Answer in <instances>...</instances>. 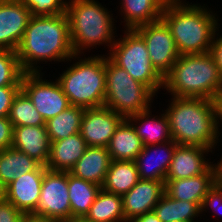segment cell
Segmentation results:
<instances>
[{
    "label": "cell",
    "instance_id": "32",
    "mask_svg": "<svg viewBox=\"0 0 222 222\" xmlns=\"http://www.w3.org/2000/svg\"><path fill=\"white\" fill-rule=\"evenodd\" d=\"M23 71L17 52L0 49V87L21 86Z\"/></svg>",
    "mask_w": 222,
    "mask_h": 222
},
{
    "label": "cell",
    "instance_id": "11",
    "mask_svg": "<svg viewBox=\"0 0 222 222\" xmlns=\"http://www.w3.org/2000/svg\"><path fill=\"white\" fill-rule=\"evenodd\" d=\"M135 31L145 41L154 68L164 77L180 56L170 28L160 19Z\"/></svg>",
    "mask_w": 222,
    "mask_h": 222
},
{
    "label": "cell",
    "instance_id": "44",
    "mask_svg": "<svg viewBox=\"0 0 222 222\" xmlns=\"http://www.w3.org/2000/svg\"><path fill=\"white\" fill-rule=\"evenodd\" d=\"M219 163H220V179L222 180V160Z\"/></svg>",
    "mask_w": 222,
    "mask_h": 222
},
{
    "label": "cell",
    "instance_id": "20",
    "mask_svg": "<svg viewBox=\"0 0 222 222\" xmlns=\"http://www.w3.org/2000/svg\"><path fill=\"white\" fill-rule=\"evenodd\" d=\"M111 161L107 147L88 146L70 173L102 187Z\"/></svg>",
    "mask_w": 222,
    "mask_h": 222
},
{
    "label": "cell",
    "instance_id": "18",
    "mask_svg": "<svg viewBox=\"0 0 222 222\" xmlns=\"http://www.w3.org/2000/svg\"><path fill=\"white\" fill-rule=\"evenodd\" d=\"M11 147L26 153L41 165L46 166L51 147L46 126L13 127Z\"/></svg>",
    "mask_w": 222,
    "mask_h": 222
},
{
    "label": "cell",
    "instance_id": "17",
    "mask_svg": "<svg viewBox=\"0 0 222 222\" xmlns=\"http://www.w3.org/2000/svg\"><path fill=\"white\" fill-rule=\"evenodd\" d=\"M209 150L196 145L177 144L165 180L186 179L204 174L212 166L203 158V153Z\"/></svg>",
    "mask_w": 222,
    "mask_h": 222
},
{
    "label": "cell",
    "instance_id": "24",
    "mask_svg": "<svg viewBox=\"0 0 222 222\" xmlns=\"http://www.w3.org/2000/svg\"><path fill=\"white\" fill-rule=\"evenodd\" d=\"M161 145L165 147V151L167 150L166 151L167 153L165 156L163 155V157L156 156L158 158L157 160H155L153 158L154 162H156L155 164L154 163L150 164V160H148L149 155L152 154L151 149L155 145L144 146L143 150L138 154L135 162H136L137 168H138L139 179L156 180V181L163 182L165 184L166 174L169 169L171 160L173 158V154H174L175 147H176L177 143H175L173 140H169L168 142H165L164 144L163 143L160 144V146ZM166 145H168L167 146L168 148L166 147ZM155 153H158L157 149H156ZM151 157H150V159H151ZM151 166H152V168H151Z\"/></svg>",
    "mask_w": 222,
    "mask_h": 222
},
{
    "label": "cell",
    "instance_id": "3",
    "mask_svg": "<svg viewBox=\"0 0 222 222\" xmlns=\"http://www.w3.org/2000/svg\"><path fill=\"white\" fill-rule=\"evenodd\" d=\"M163 86L174 97L216 101L222 95V74L210 52L183 54L164 76Z\"/></svg>",
    "mask_w": 222,
    "mask_h": 222
},
{
    "label": "cell",
    "instance_id": "35",
    "mask_svg": "<svg viewBox=\"0 0 222 222\" xmlns=\"http://www.w3.org/2000/svg\"><path fill=\"white\" fill-rule=\"evenodd\" d=\"M211 205V206H210ZM212 207L215 211H222V180L219 179L208 191L201 206V211L206 207ZM219 208V209H216ZM220 213V211H219Z\"/></svg>",
    "mask_w": 222,
    "mask_h": 222
},
{
    "label": "cell",
    "instance_id": "21",
    "mask_svg": "<svg viewBox=\"0 0 222 222\" xmlns=\"http://www.w3.org/2000/svg\"><path fill=\"white\" fill-rule=\"evenodd\" d=\"M143 147L133 125L125 118L116 128L107 150L111 160L135 161Z\"/></svg>",
    "mask_w": 222,
    "mask_h": 222
},
{
    "label": "cell",
    "instance_id": "23",
    "mask_svg": "<svg viewBox=\"0 0 222 222\" xmlns=\"http://www.w3.org/2000/svg\"><path fill=\"white\" fill-rule=\"evenodd\" d=\"M138 180V168L135 161L112 160L102 189L122 196L129 192Z\"/></svg>",
    "mask_w": 222,
    "mask_h": 222
},
{
    "label": "cell",
    "instance_id": "31",
    "mask_svg": "<svg viewBox=\"0 0 222 222\" xmlns=\"http://www.w3.org/2000/svg\"><path fill=\"white\" fill-rule=\"evenodd\" d=\"M8 118L13 127L46 126L45 120L22 90L14 97Z\"/></svg>",
    "mask_w": 222,
    "mask_h": 222
},
{
    "label": "cell",
    "instance_id": "25",
    "mask_svg": "<svg viewBox=\"0 0 222 222\" xmlns=\"http://www.w3.org/2000/svg\"><path fill=\"white\" fill-rule=\"evenodd\" d=\"M150 109L144 110L142 112H139L137 114L131 115L127 117L126 119L129 122L132 121H141L142 124L140 126H134L132 123L136 134L139 136V138L142 140V143L144 146L148 145H160L162 143L168 142L169 140H172L171 134H170V128H169V121L166 116V114H162L161 118L155 119L152 118L149 120V113ZM141 119V120H140ZM145 119V120H144ZM147 123V125H145ZM146 128H145V127ZM144 127V128H143ZM167 140V141H166ZM161 142V143H160Z\"/></svg>",
    "mask_w": 222,
    "mask_h": 222
},
{
    "label": "cell",
    "instance_id": "16",
    "mask_svg": "<svg viewBox=\"0 0 222 222\" xmlns=\"http://www.w3.org/2000/svg\"><path fill=\"white\" fill-rule=\"evenodd\" d=\"M46 166L27 172L7 185V201L23 214L33 213L38 205Z\"/></svg>",
    "mask_w": 222,
    "mask_h": 222
},
{
    "label": "cell",
    "instance_id": "9",
    "mask_svg": "<svg viewBox=\"0 0 222 222\" xmlns=\"http://www.w3.org/2000/svg\"><path fill=\"white\" fill-rule=\"evenodd\" d=\"M57 222L71 220L68 172L47 170L42 181L40 199L33 212Z\"/></svg>",
    "mask_w": 222,
    "mask_h": 222
},
{
    "label": "cell",
    "instance_id": "13",
    "mask_svg": "<svg viewBox=\"0 0 222 222\" xmlns=\"http://www.w3.org/2000/svg\"><path fill=\"white\" fill-rule=\"evenodd\" d=\"M30 18L21 0H0V49H18Z\"/></svg>",
    "mask_w": 222,
    "mask_h": 222
},
{
    "label": "cell",
    "instance_id": "37",
    "mask_svg": "<svg viewBox=\"0 0 222 222\" xmlns=\"http://www.w3.org/2000/svg\"><path fill=\"white\" fill-rule=\"evenodd\" d=\"M23 213L12 203L5 201L0 203V222H20Z\"/></svg>",
    "mask_w": 222,
    "mask_h": 222
},
{
    "label": "cell",
    "instance_id": "33",
    "mask_svg": "<svg viewBox=\"0 0 222 222\" xmlns=\"http://www.w3.org/2000/svg\"><path fill=\"white\" fill-rule=\"evenodd\" d=\"M30 10L31 16L62 15L66 10L63 0H21Z\"/></svg>",
    "mask_w": 222,
    "mask_h": 222
},
{
    "label": "cell",
    "instance_id": "41",
    "mask_svg": "<svg viewBox=\"0 0 222 222\" xmlns=\"http://www.w3.org/2000/svg\"><path fill=\"white\" fill-rule=\"evenodd\" d=\"M7 201V187L6 185L0 180V203Z\"/></svg>",
    "mask_w": 222,
    "mask_h": 222
},
{
    "label": "cell",
    "instance_id": "40",
    "mask_svg": "<svg viewBox=\"0 0 222 222\" xmlns=\"http://www.w3.org/2000/svg\"><path fill=\"white\" fill-rule=\"evenodd\" d=\"M130 222H161V221L158 219L157 215L153 211H151L134 218Z\"/></svg>",
    "mask_w": 222,
    "mask_h": 222
},
{
    "label": "cell",
    "instance_id": "27",
    "mask_svg": "<svg viewBox=\"0 0 222 222\" xmlns=\"http://www.w3.org/2000/svg\"><path fill=\"white\" fill-rule=\"evenodd\" d=\"M40 166L39 162L13 147L0 151V180L6 186Z\"/></svg>",
    "mask_w": 222,
    "mask_h": 222
},
{
    "label": "cell",
    "instance_id": "4",
    "mask_svg": "<svg viewBox=\"0 0 222 222\" xmlns=\"http://www.w3.org/2000/svg\"><path fill=\"white\" fill-rule=\"evenodd\" d=\"M180 0H169L161 19L170 28L180 55L210 52L218 29L217 19L197 5H182Z\"/></svg>",
    "mask_w": 222,
    "mask_h": 222
},
{
    "label": "cell",
    "instance_id": "8",
    "mask_svg": "<svg viewBox=\"0 0 222 222\" xmlns=\"http://www.w3.org/2000/svg\"><path fill=\"white\" fill-rule=\"evenodd\" d=\"M126 31L124 38L115 40L108 58L155 94L164 77L154 68L143 38L135 30Z\"/></svg>",
    "mask_w": 222,
    "mask_h": 222
},
{
    "label": "cell",
    "instance_id": "7",
    "mask_svg": "<svg viewBox=\"0 0 222 222\" xmlns=\"http://www.w3.org/2000/svg\"><path fill=\"white\" fill-rule=\"evenodd\" d=\"M106 92L104 106L124 118L149 108L155 95L147 86L136 81L124 69L105 58Z\"/></svg>",
    "mask_w": 222,
    "mask_h": 222
},
{
    "label": "cell",
    "instance_id": "38",
    "mask_svg": "<svg viewBox=\"0 0 222 222\" xmlns=\"http://www.w3.org/2000/svg\"><path fill=\"white\" fill-rule=\"evenodd\" d=\"M210 53L214 57L215 63L222 74V36L216 40L214 38Z\"/></svg>",
    "mask_w": 222,
    "mask_h": 222
},
{
    "label": "cell",
    "instance_id": "2",
    "mask_svg": "<svg viewBox=\"0 0 222 222\" xmlns=\"http://www.w3.org/2000/svg\"><path fill=\"white\" fill-rule=\"evenodd\" d=\"M165 114L175 143L209 149L217 143L219 126L215 100L173 96Z\"/></svg>",
    "mask_w": 222,
    "mask_h": 222
},
{
    "label": "cell",
    "instance_id": "42",
    "mask_svg": "<svg viewBox=\"0 0 222 222\" xmlns=\"http://www.w3.org/2000/svg\"><path fill=\"white\" fill-rule=\"evenodd\" d=\"M216 104H217V118L219 124V118L220 120L222 119V95L216 100Z\"/></svg>",
    "mask_w": 222,
    "mask_h": 222
},
{
    "label": "cell",
    "instance_id": "36",
    "mask_svg": "<svg viewBox=\"0 0 222 222\" xmlns=\"http://www.w3.org/2000/svg\"><path fill=\"white\" fill-rule=\"evenodd\" d=\"M13 126L8 117H0V151L12 145Z\"/></svg>",
    "mask_w": 222,
    "mask_h": 222
},
{
    "label": "cell",
    "instance_id": "29",
    "mask_svg": "<svg viewBox=\"0 0 222 222\" xmlns=\"http://www.w3.org/2000/svg\"><path fill=\"white\" fill-rule=\"evenodd\" d=\"M201 204L172 199L166 193L155 205L153 212L161 222H194L201 213Z\"/></svg>",
    "mask_w": 222,
    "mask_h": 222
},
{
    "label": "cell",
    "instance_id": "34",
    "mask_svg": "<svg viewBox=\"0 0 222 222\" xmlns=\"http://www.w3.org/2000/svg\"><path fill=\"white\" fill-rule=\"evenodd\" d=\"M21 86H3L0 87V117H8L10 107Z\"/></svg>",
    "mask_w": 222,
    "mask_h": 222
},
{
    "label": "cell",
    "instance_id": "19",
    "mask_svg": "<svg viewBox=\"0 0 222 222\" xmlns=\"http://www.w3.org/2000/svg\"><path fill=\"white\" fill-rule=\"evenodd\" d=\"M86 141L80 132L65 139L51 142L50 155L46 168L49 171L70 172L76 162L83 156Z\"/></svg>",
    "mask_w": 222,
    "mask_h": 222
},
{
    "label": "cell",
    "instance_id": "30",
    "mask_svg": "<svg viewBox=\"0 0 222 222\" xmlns=\"http://www.w3.org/2000/svg\"><path fill=\"white\" fill-rule=\"evenodd\" d=\"M84 109L83 107L71 105L63 112L46 121L50 141L65 139L80 132Z\"/></svg>",
    "mask_w": 222,
    "mask_h": 222
},
{
    "label": "cell",
    "instance_id": "39",
    "mask_svg": "<svg viewBox=\"0 0 222 222\" xmlns=\"http://www.w3.org/2000/svg\"><path fill=\"white\" fill-rule=\"evenodd\" d=\"M20 222H57V221L46 218L42 215H35L33 213H25L21 217Z\"/></svg>",
    "mask_w": 222,
    "mask_h": 222
},
{
    "label": "cell",
    "instance_id": "15",
    "mask_svg": "<svg viewBox=\"0 0 222 222\" xmlns=\"http://www.w3.org/2000/svg\"><path fill=\"white\" fill-rule=\"evenodd\" d=\"M164 193L163 182L139 179L129 192L121 196L125 222L153 211Z\"/></svg>",
    "mask_w": 222,
    "mask_h": 222
},
{
    "label": "cell",
    "instance_id": "5",
    "mask_svg": "<svg viewBox=\"0 0 222 222\" xmlns=\"http://www.w3.org/2000/svg\"><path fill=\"white\" fill-rule=\"evenodd\" d=\"M70 1L66 2L65 13L69 21L74 54L79 55L87 47L107 42L112 47L115 42L112 39L114 26L107 9L94 0Z\"/></svg>",
    "mask_w": 222,
    "mask_h": 222
},
{
    "label": "cell",
    "instance_id": "12",
    "mask_svg": "<svg viewBox=\"0 0 222 222\" xmlns=\"http://www.w3.org/2000/svg\"><path fill=\"white\" fill-rule=\"evenodd\" d=\"M125 118L106 106L84 109L80 134L87 146L107 147L116 128Z\"/></svg>",
    "mask_w": 222,
    "mask_h": 222
},
{
    "label": "cell",
    "instance_id": "43",
    "mask_svg": "<svg viewBox=\"0 0 222 222\" xmlns=\"http://www.w3.org/2000/svg\"><path fill=\"white\" fill-rule=\"evenodd\" d=\"M65 222H84L81 219H73V220H69V221H65Z\"/></svg>",
    "mask_w": 222,
    "mask_h": 222
},
{
    "label": "cell",
    "instance_id": "14",
    "mask_svg": "<svg viewBox=\"0 0 222 222\" xmlns=\"http://www.w3.org/2000/svg\"><path fill=\"white\" fill-rule=\"evenodd\" d=\"M220 179V163L211 166L204 174L186 179L165 180V193L172 199L200 203Z\"/></svg>",
    "mask_w": 222,
    "mask_h": 222
},
{
    "label": "cell",
    "instance_id": "1",
    "mask_svg": "<svg viewBox=\"0 0 222 222\" xmlns=\"http://www.w3.org/2000/svg\"><path fill=\"white\" fill-rule=\"evenodd\" d=\"M16 52L25 73L39 72L33 65L37 61H64L78 56L73 52L66 13L31 16Z\"/></svg>",
    "mask_w": 222,
    "mask_h": 222
},
{
    "label": "cell",
    "instance_id": "22",
    "mask_svg": "<svg viewBox=\"0 0 222 222\" xmlns=\"http://www.w3.org/2000/svg\"><path fill=\"white\" fill-rule=\"evenodd\" d=\"M169 0H122L127 30L153 23L161 19Z\"/></svg>",
    "mask_w": 222,
    "mask_h": 222
},
{
    "label": "cell",
    "instance_id": "6",
    "mask_svg": "<svg viewBox=\"0 0 222 222\" xmlns=\"http://www.w3.org/2000/svg\"><path fill=\"white\" fill-rule=\"evenodd\" d=\"M57 80L71 105L85 109L104 106L106 92L104 56L79 60Z\"/></svg>",
    "mask_w": 222,
    "mask_h": 222
},
{
    "label": "cell",
    "instance_id": "28",
    "mask_svg": "<svg viewBox=\"0 0 222 222\" xmlns=\"http://www.w3.org/2000/svg\"><path fill=\"white\" fill-rule=\"evenodd\" d=\"M82 220L84 222H125L122 197L101 189Z\"/></svg>",
    "mask_w": 222,
    "mask_h": 222
},
{
    "label": "cell",
    "instance_id": "26",
    "mask_svg": "<svg viewBox=\"0 0 222 222\" xmlns=\"http://www.w3.org/2000/svg\"><path fill=\"white\" fill-rule=\"evenodd\" d=\"M101 189V186L75 177L68 172L71 220H82L86 216Z\"/></svg>",
    "mask_w": 222,
    "mask_h": 222
},
{
    "label": "cell",
    "instance_id": "10",
    "mask_svg": "<svg viewBox=\"0 0 222 222\" xmlns=\"http://www.w3.org/2000/svg\"><path fill=\"white\" fill-rule=\"evenodd\" d=\"M21 90L30 98L45 122L71 106L59 82L43 81L39 72L24 73Z\"/></svg>",
    "mask_w": 222,
    "mask_h": 222
}]
</instances>
